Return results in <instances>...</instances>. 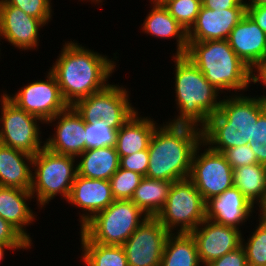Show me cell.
Wrapping results in <instances>:
<instances>
[{"label": "cell", "mask_w": 266, "mask_h": 266, "mask_svg": "<svg viewBox=\"0 0 266 266\" xmlns=\"http://www.w3.org/2000/svg\"><path fill=\"white\" fill-rule=\"evenodd\" d=\"M149 3L152 9L141 24L142 32L158 39H176L175 55H185L188 48L187 32L161 2L149 0Z\"/></svg>", "instance_id": "obj_22"}, {"label": "cell", "mask_w": 266, "mask_h": 266, "mask_svg": "<svg viewBox=\"0 0 266 266\" xmlns=\"http://www.w3.org/2000/svg\"><path fill=\"white\" fill-rule=\"evenodd\" d=\"M169 234L155 217L146 219L122 245L128 266H160Z\"/></svg>", "instance_id": "obj_13"}, {"label": "cell", "mask_w": 266, "mask_h": 266, "mask_svg": "<svg viewBox=\"0 0 266 266\" xmlns=\"http://www.w3.org/2000/svg\"><path fill=\"white\" fill-rule=\"evenodd\" d=\"M33 156L0 144V186L30 190Z\"/></svg>", "instance_id": "obj_24"}, {"label": "cell", "mask_w": 266, "mask_h": 266, "mask_svg": "<svg viewBox=\"0 0 266 266\" xmlns=\"http://www.w3.org/2000/svg\"><path fill=\"white\" fill-rule=\"evenodd\" d=\"M254 208L256 207L232 186L206 202V219L241 230L240 226H245V222L253 217L257 210Z\"/></svg>", "instance_id": "obj_20"}, {"label": "cell", "mask_w": 266, "mask_h": 266, "mask_svg": "<svg viewBox=\"0 0 266 266\" xmlns=\"http://www.w3.org/2000/svg\"><path fill=\"white\" fill-rule=\"evenodd\" d=\"M227 94L222 96L219 110L202 128V141L222 153L231 147L254 143V122L266 110L263 95Z\"/></svg>", "instance_id": "obj_3"}, {"label": "cell", "mask_w": 266, "mask_h": 266, "mask_svg": "<svg viewBox=\"0 0 266 266\" xmlns=\"http://www.w3.org/2000/svg\"><path fill=\"white\" fill-rule=\"evenodd\" d=\"M227 162L233 169L257 164V158L255 153L251 150L249 144L237 147H231L223 152Z\"/></svg>", "instance_id": "obj_36"}, {"label": "cell", "mask_w": 266, "mask_h": 266, "mask_svg": "<svg viewBox=\"0 0 266 266\" xmlns=\"http://www.w3.org/2000/svg\"><path fill=\"white\" fill-rule=\"evenodd\" d=\"M245 14L246 7L211 10L202 6L194 24L187 31V40H227Z\"/></svg>", "instance_id": "obj_19"}, {"label": "cell", "mask_w": 266, "mask_h": 266, "mask_svg": "<svg viewBox=\"0 0 266 266\" xmlns=\"http://www.w3.org/2000/svg\"><path fill=\"white\" fill-rule=\"evenodd\" d=\"M79 1H80V2H81V1H82V2H84V1L90 2V1H91V3H92V4L94 3L95 5H96V4H98V5H100V4H101V5H104V4H103L104 0H79Z\"/></svg>", "instance_id": "obj_46"}, {"label": "cell", "mask_w": 266, "mask_h": 266, "mask_svg": "<svg viewBox=\"0 0 266 266\" xmlns=\"http://www.w3.org/2000/svg\"><path fill=\"white\" fill-rule=\"evenodd\" d=\"M76 160L74 156L58 154L46 147L33 156L30 192L38 209H44L57 195H61V200H68L78 174Z\"/></svg>", "instance_id": "obj_6"}, {"label": "cell", "mask_w": 266, "mask_h": 266, "mask_svg": "<svg viewBox=\"0 0 266 266\" xmlns=\"http://www.w3.org/2000/svg\"><path fill=\"white\" fill-rule=\"evenodd\" d=\"M258 163L266 165V110L254 122V143H249Z\"/></svg>", "instance_id": "obj_35"}, {"label": "cell", "mask_w": 266, "mask_h": 266, "mask_svg": "<svg viewBox=\"0 0 266 266\" xmlns=\"http://www.w3.org/2000/svg\"><path fill=\"white\" fill-rule=\"evenodd\" d=\"M86 149L115 146L117 131L103 121L85 124Z\"/></svg>", "instance_id": "obj_33"}, {"label": "cell", "mask_w": 266, "mask_h": 266, "mask_svg": "<svg viewBox=\"0 0 266 266\" xmlns=\"http://www.w3.org/2000/svg\"><path fill=\"white\" fill-rule=\"evenodd\" d=\"M202 6L211 10H226L233 7H245L242 0H202Z\"/></svg>", "instance_id": "obj_40"}, {"label": "cell", "mask_w": 266, "mask_h": 266, "mask_svg": "<svg viewBox=\"0 0 266 266\" xmlns=\"http://www.w3.org/2000/svg\"><path fill=\"white\" fill-rule=\"evenodd\" d=\"M190 233L196 242L200 263L206 266L240 247L243 232L235 227L205 219Z\"/></svg>", "instance_id": "obj_16"}, {"label": "cell", "mask_w": 266, "mask_h": 266, "mask_svg": "<svg viewBox=\"0 0 266 266\" xmlns=\"http://www.w3.org/2000/svg\"><path fill=\"white\" fill-rule=\"evenodd\" d=\"M9 5L18 7L27 15L42 20L46 25L52 20V0H5Z\"/></svg>", "instance_id": "obj_34"}, {"label": "cell", "mask_w": 266, "mask_h": 266, "mask_svg": "<svg viewBox=\"0 0 266 266\" xmlns=\"http://www.w3.org/2000/svg\"><path fill=\"white\" fill-rule=\"evenodd\" d=\"M227 41L255 74L265 66L266 33L247 14L230 32Z\"/></svg>", "instance_id": "obj_18"}, {"label": "cell", "mask_w": 266, "mask_h": 266, "mask_svg": "<svg viewBox=\"0 0 266 266\" xmlns=\"http://www.w3.org/2000/svg\"><path fill=\"white\" fill-rule=\"evenodd\" d=\"M257 210H259L258 217H261L262 219L266 220V197L263 203L259 206V208H257Z\"/></svg>", "instance_id": "obj_45"}, {"label": "cell", "mask_w": 266, "mask_h": 266, "mask_svg": "<svg viewBox=\"0 0 266 266\" xmlns=\"http://www.w3.org/2000/svg\"><path fill=\"white\" fill-rule=\"evenodd\" d=\"M242 2L245 4V7H258V6H264L266 5V0H242Z\"/></svg>", "instance_id": "obj_44"}, {"label": "cell", "mask_w": 266, "mask_h": 266, "mask_svg": "<svg viewBox=\"0 0 266 266\" xmlns=\"http://www.w3.org/2000/svg\"><path fill=\"white\" fill-rule=\"evenodd\" d=\"M259 223L255 225L251 234L245 240L242 234L241 246L245 250L247 264L252 266L266 265V220L258 217ZM255 229V230H254ZM244 236V237H243Z\"/></svg>", "instance_id": "obj_30"}, {"label": "cell", "mask_w": 266, "mask_h": 266, "mask_svg": "<svg viewBox=\"0 0 266 266\" xmlns=\"http://www.w3.org/2000/svg\"><path fill=\"white\" fill-rule=\"evenodd\" d=\"M175 63L174 93L177 115L170 124L193 125L202 129L221 105V92L209 83L204 74L185 56L172 54Z\"/></svg>", "instance_id": "obj_4"}, {"label": "cell", "mask_w": 266, "mask_h": 266, "mask_svg": "<svg viewBox=\"0 0 266 266\" xmlns=\"http://www.w3.org/2000/svg\"><path fill=\"white\" fill-rule=\"evenodd\" d=\"M44 124L55 127L53 135L44 141L50 151L77 158L86 150V123L73 106H68Z\"/></svg>", "instance_id": "obj_15"}, {"label": "cell", "mask_w": 266, "mask_h": 266, "mask_svg": "<svg viewBox=\"0 0 266 266\" xmlns=\"http://www.w3.org/2000/svg\"><path fill=\"white\" fill-rule=\"evenodd\" d=\"M128 88L109 84L105 89L78 100L73 107L85 123L103 121L118 131L138 110L132 105Z\"/></svg>", "instance_id": "obj_10"}, {"label": "cell", "mask_w": 266, "mask_h": 266, "mask_svg": "<svg viewBox=\"0 0 266 266\" xmlns=\"http://www.w3.org/2000/svg\"><path fill=\"white\" fill-rule=\"evenodd\" d=\"M149 165L148 148L129 156L120 157V168L136 172L146 177Z\"/></svg>", "instance_id": "obj_37"}, {"label": "cell", "mask_w": 266, "mask_h": 266, "mask_svg": "<svg viewBox=\"0 0 266 266\" xmlns=\"http://www.w3.org/2000/svg\"><path fill=\"white\" fill-rule=\"evenodd\" d=\"M31 199L33 195L30 190L0 186V217L33 244L32 237L26 231L27 226L37 221V215L29 207Z\"/></svg>", "instance_id": "obj_21"}, {"label": "cell", "mask_w": 266, "mask_h": 266, "mask_svg": "<svg viewBox=\"0 0 266 266\" xmlns=\"http://www.w3.org/2000/svg\"><path fill=\"white\" fill-rule=\"evenodd\" d=\"M150 1L160 2L161 0H150Z\"/></svg>", "instance_id": "obj_47"}, {"label": "cell", "mask_w": 266, "mask_h": 266, "mask_svg": "<svg viewBox=\"0 0 266 266\" xmlns=\"http://www.w3.org/2000/svg\"><path fill=\"white\" fill-rule=\"evenodd\" d=\"M142 178L143 176L136 172L119 167L109 179L113 198L115 200H131Z\"/></svg>", "instance_id": "obj_32"}, {"label": "cell", "mask_w": 266, "mask_h": 266, "mask_svg": "<svg viewBox=\"0 0 266 266\" xmlns=\"http://www.w3.org/2000/svg\"><path fill=\"white\" fill-rule=\"evenodd\" d=\"M256 82L258 84H262L264 88H266V66H264L257 74H256ZM260 82V83H259ZM266 99V94H263Z\"/></svg>", "instance_id": "obj_43"}, {"label": "cell", "mask_w": 266, "mask_h": 266, "mask_svg": "<svg viewBox=\"0 0 266 266\" xmlns=\"http://www.w3.org/2000/svg\"><path fill=\"white\" fill-rule=\"evenodd\" d=\"M246 14L266 33V5L246 7Z\"/></svg>", "instance_id": "obj_41"}, {"label": "cell", "mask_w": 266, "mask_h": 266, "mask_svg": "<svg viewBox=\"0 0 266 266\" xmlns=\"http://www.w3.org/2000/svg\"><path fill=\"white\" fill-rule=\"evenodd\" d=\"M62 45L58 58L48 70L55 76L64 101L73 106L110 84L108 79L116 70L118 53L110 59L75 40Z\"/></svg>", "instance_id": "obj_1"}, {"label": "cell", "mask_w": 266, "mask_h": 266, "mask_svg": "<svg viewBox=\"0 0 266 266\" xmlns=\"http://www.w3.org/2000/svg\"><path fill=\"white\" fill-rule=\"evenodd\" d=\"M81 257L85 266H128L125 251L120 245L93 242L80 229Z\"/></svg>", "instance_id": "obj_29"}, {"label": "cell", "mask_w": 266, "mask_h": 266, "mask_svg": "<svg viewBox=\"0 0 266 266\" xmlns=\"http://www.w3.org/2000/svg\"><path fill=\"white\" fill-rule=\"evenodd\" d=\"M189 179L205 202L234 186L233 168L224 154L212 150L203 141L194 151Z\"/></svg>", "instance_id": "obj_11"}, {"label": "cell", "mask_w": 266, "mask_h": 266, "mask_svg": "<svg viewBox=\"0 0 266 266\" xmlns=\"http://www.w3.org/2000/svg\"><path fill=\"white\" fill-rule=\"evenodd\" d=\"M119 167L115 146L86 149L77 157L78 175L85 178L109 180Z\"/></svg>", "instance_id": "obj_25"}, {"label": "cell", "mask_w": 266, "mask_h": 266, "mask_svg": "<svg viewBox=\"0 0 266 266\" xmlns=\"http://www.w3.org/2000/svg\"><path fill=\"white\" fill-rule=\"evenodd\" d=\"M138 110L117 131L115 149L119 158L146 150L159 123L153 117L142 116Z\"/></svg>", "instance_id": "obj_23"}, {"label": "cell", "mask_w": 266, "mask_h": 266, "mask_svg": "<svg viewBox=\"0 0 266 266\" xmlns=\"http://www.w3.org/2000/svg\"><path fill=\"white\" fill-rule=\"evenodd\" d=\"M44 80H35L6 96L19 108L39 117L44 123L65 110L68 104L64 101L55 76L48 70Z\"/></svg>", "instance_id": "obj_12"}, {"label": "cell", "mask_w": 266, "mask_h": 266, "mask_svg": "<svg viewBox=\"0 0 266 266\" xmlns=\"http://www.w3.org/2000/svg\"><path fill=\"white\" fill-rule=\"evenodd\" d=\"M201 142L202 129L198 127L166 121L159 124L148 145L146 177L172 182L189 178L193 154Z\"/></svg>", "instance_id": "obj_2"}, {"label": "cell", "mask_w": 266, "mask_h": 266, "mask_svg": "<svg viewBox=\"0 0 266 266\" xmlns=\"http://www.w3.org/2000/svg\"><path fill=\"white\" fill-rule=\"evenodd\" d=\"M160 2L186 32L194 24L202 7L200 0H161Z\"/></svg>", "instance_id": "obj_31"}, {"label": "cell", "mask_w": 266, "mask_h": 266, "mask_svg": "<svg viewBox=\"0 0 266 266\" xmlns=\"http://www.w3.org/2000/svg\"><path fill=\"white\" fill-rule=\"evenodd\" d=\"M233 179L234 186L257 209L266 197V165L257 163L235 168Z\"/></svg>", "instance_id": "obj_26"}, {"label": "cell", "mask_w": 266, "mask_h": 266, "mask_svg": "<svg viewBox=\"0 0 266 266\" xmlns=\"http://www.w3.org/2000/svg\"><path fill=\"white\" fill-rule=\"evenodd\" d=\"M44 26L46 24L42 20L27 15L5 0H0V42L5 39L10 46L12 44L20 51L38 50L39 31Z\"/></svg>", "instance_id": "obj_14"}, {"label": "cell", "mask_w": 266, "mask_h": 266, "mask_svg": "<svg viewBox=\"0 0 266 266\" xmlns=\"http://www.w3.org/2000/svg\"><path fill=\"white\" fill-rule=\"evenodd\" d=\"M34 245H6V244H0V264L4 261V256H5V251H20L21 249L24 250H29L30 248Z\"/></svg>", "instance_id": "obj_42"}, {"label": "cell", "mask_w": 266, "mask_h": 266, "mask_svg": "<svg viewBox=\"0 0 266 266\" xmlns=\"http://www.w3.org/2000/svg\"><path fill=\"white\" fill-rule=\"evenodd\" d=\"M148 218L131 200H114L81 230L95 243L122 246Z\"/></svg>", "instance_id": "obj_7"}, {"label": "cell", "mask_w": 266, "mask_h": 266, "mask_svg": "<svg viewBox=\"0 0 266 266\" xmlns=\"http://www.w3.org/2000/svg\"><path fill=\"white\" fill-rule=\"evenodd\" d=\"M160 266H202L191 233H170Z\"/></svg>", "instance_id": "obj_28"}, {"label": "cell", "mask_w": 266, "mask_h": 266, "mask_svg": "<svg viewBox=\"0 0 266 266\" xmlns=\"http://www.w3.org/2000/svg\"><path fill=\"white\" fill-rule=\"evenodd\" d=\"M246 254L242 246L232 252L226 253L222 257L211 261L206 266H246Z\"/></svg>", "instance_id": "obj_39"}, {"label": "cell", "mask_w": 266, "mask_h": 266, "mask_svg": "<svg viewBox=\"0 0 266 266\" xmlns=\"http://www.w3.org/2000/svg\"><path fill=\"white\" fill-rule=\"evenodd\" d=\"M0 95V144L36 155L45 147L39 126L44 122L19 108L4 92Z\"/></svg>", "instance_id": "obj_9"}, {"label": "cell", "mask_w": 266, "mask_h": 266, "mask_svg": "<svg viewBox=\"0 0 266 266\" xmlns=\"http://www.w3.org/2000/svg\"><path fill=\"white\" fill-rule=\"evenodd\" d=\"M114 198L109 180L90 179L77 174L70 191L67 202L80 208V229L97 213L109 207Z\"/></svg>", "instance_id": "obj_17"}, {"label": "cell", "mask_w": 266, "mask_h": 266, "mask_svg": "<svg viewBox=\"0 0 266 266\" xmlns=\"http://www.w3.org/2000/svg\"><path fill=\"white\" fill-rule=\"evenodd\" d=\"M155 218L170 233H190L206 219V202L189 178L174 181Z\"/></svg>", "instance_id": "obj_8"}, {"label": "cell", "mask_w": 266, "mask_h": 266, "mask_svg": "<svg viewBox=\"0 0 266 266\" xmlns=\"http://www.w3.org/2000/svg\"><path fill=\"white\" fill-rule=\"evenodd\" d=\"M172 184V181L143 177L131 201L148 217H156L167 201Z\"/></svg>", "instance_id": "obj_27"}, {"label": "cell", "mask_w": 266, "mask_h": 266, "mask_svg": "<svg viewBox=\"0 0 266 266\" xmlns=\"http://www.w3.org/2000/svg\"><path fill=\"white\" fill-rule=\"evenodd\" d=\"M185 56L222 95L233 91L245 93L251 84H257L256 74L236 55L227 40L188 41Z\"/></svg>", "instance_id": "obj_5"}, {"label": "cell", "mask_w": 266, "mask_h": 266, "mask_svg": "<svg viewBox=\"0 0 266 266\" xmlns=\"http://www.w3.org/2000/svg\"><path fill=\"white\" fill-rule=\"evenodd\" d=\"M0 244L32 245L16 228L0 217Z\"/></svg>", "instance_id": "obj_38"}]
</instances>
